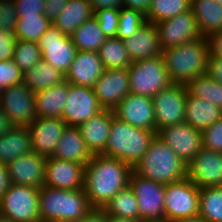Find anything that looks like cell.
I'll return each instance as SVG.
<instances>
[{"instance_id": "6da1fadb", "label": "cell", "mask_w": 222, "mask_h": 222, "mask_svg": "<svg viewBox=\"0 0 222 222\" xmlns=\"http://www.w3.org/2000/svg\"><path fill=\"white\" fill-rule=\"evenodd\" d=\"M132 167L119 159L93 155L85 165L84 191L92 208H103L129 185Z\"/></svg>"}, {"instance_id": "7a4b0ae2", "label": "cell", "mask_w": 222, "mask_h": 222, "mask_svg": "<svg viewBox=\"0 0 222 222\" xmlns=\"http://www.w3.org/2000/svg\"><path fill=\"white\" fill-rule=\"evenodd\" d=\"M209 41L201 37L162 51L171 83L186 85L192 79L207 74Z\"/></svg>"}, {"instance_id": "3957f363", "label": "cell", "mask_w": 222, "mask_h": 222, "mask_svg": "<svg viewBox=\"0 0 222 222\" xmlns=\"http://www.w3.org/2000/svg\"><path fill=\"white\" fill-rule=\"evenodd\" d=\"M91 209L84 189L67 190L49 186L39 189L41 222H79Z\"/></svg>"}, {"instance_id": "277c9868", "label": "cell", "mask_w": 222, "mask_h": 222, "mask_svg": "<svg viewBox=\"0 0 222 222\" xmlns=\"http://www.w3.org/2000/svg\"><path fill=\"white\" fill-rule=\"evenodd\" d=\"M132 170L144 178L164 185L187 177V165L157 135Z\"/></svg>"}, {"instance_id": "5b68a950", "label": "cell", "mask_w": 222, "mask_h": 222, "mask_svg": "<svg viewBox=\"0 0 222 222\" xmlns=\"http://www.w3.org/2000/svg\"><path fill=\"white\" fill-rule=\"evenodd\" d=\"M155 135L154 131L134 127L113 115L108 143L102 155L119 159L133 168Z\"/></svg>"}, {"instance_id": "8992f818", "label": "cell", "mask_w": 222, "mask_h": 222, "mask_svg": "<svg viewBox=\"0 0 222 222\" xmlns=\"http://www.w3.org/2000/svg\"><path fill=\"white\" fill-rule=\"evenodd\" d=\"M130 93L153 98L171 84L162 55L136 60L128 67Z\"/></svg>"}, {"instance_id": "52a82bcc", "label": "cell", "mask_w": 222, "mask_h": 222, "mask_svg": "<svg viewBox=\"0 0 222 222\" xmlns=\"http://www.w3.org/2000/svg\"><path fill=\"white\" fill-rule=\"evenodd\" d=\"M39 189L11 183L0 199V213L15 222H41Z\"/></svg>"}, {"instance_id": "ba28073f", "label": "cell", "mask_w": 222, "mask_h": 222, "mask_svg": "<svg viewBox=\"0 0 222 222\" xmlns=\"http://www.w3.org/2000/svg\"><path fill=\"white\" fill-rule=\"evenodd\" d=\"M199 191L188 177L165 185V219L173 222L199 215Z\"/></svg>"}, {"instance_id": "9c48e42d", "label": "cell", "mask_w": 222, "mask_h": 222, "mask_svg": "<svg viewBox=\"0 0 222 222\" xmlns=\"http://www.w3.org/2000/svg\"><path fill=\"white\" fill-rule=\"evenodd\" d=\"M187 88L183 84L171 83L153 96L155 110V132L184 122Z\"/></svg>"}, {"instance_id": "30bf717a", "label": "cell", "mask_w": 222, "mask_h": 222, "mask_svg": "<svg viewBox=\"0 0 222 222\" xmlns=\"http://www.w3.org/2000/svg\"><path fill=\"white\" fill-rule=\"evenodd\" d=\"M0 109L13 126L27 127L36 115L35 93L23 82L0 92Z\"/></svg>"}, {"instance_id": "8fae6325", "label": "cell", "mask_w": 222, "mask_h": 222, "mask_svg": "<svg viewBox=\"0 0 222 222\" xmlns=\"http://www.w3.org/2000/svg\"><path fill=\"white\" fill-rule=\"evenodd\" d=\"M129 186L134 190L138 200L139 221L165 219L164 184L144 178L132 170Z\"/></svg>"}, {"instance_id": "7c38bea8", "label": "cell", "mask_w": 222, "mask_h": 222, "mask_svg": "<svg viewBox=\"0 0 222 222\" xmlns=\"http://www.w3.org/2000/svg\"><path fill=\"white\" fill-rule=\"evenodd\" d=\"M103 109L92 87L68 82V98L62 113L66 126L79 127Z\"/></svg>"}, {"instance_id": "4fadbf2b", "label": "cell", "mask_w": 222, "mask_h": 222, "mask_svg": "<svg viewBox=\"0 0 222 222\" xmlns=\"http://www.w3.org/2000/svg\"><path fill=\"white\" fill-rule=\"evenodd\" d=\"M38 45L42 59L66 75L77 53L71 36L62 33L52 23L39 39Z\"/></svg>"}, {"instance_id": "5bb4252c", "label": "cell", "mask_w": 222, "mask_h": 222, "mask_svg": "<svg viewBox=\"0 0 222 222\" xmlns=\"http://www.w3.org/2000/svg\"><path fill=\"white\" fill-rule=\"evenodd\" d=\"M161 49L179 46L202 37L192 10L155 24Z\"/></svg>"}, {"instance_id": "9a60e30c", "label": "cell", "mask_w": 222, "mask_h": 222, "mask_svg": "<svg viewBox=\"0 0 222 222\" xmlns=\"http://www.w3.org/2000/svg\"><path fill=\"white\" fill-rule=\"evenodd\" d=\"M162 139L187 165L202 149V131L182 122L160 129Z\"/></svg>"}, {"instance_id": "2e32d148", "label": "cell", "mask_w": 222, "mask_h": 222, "mask_svg": "<svg viewBox=\"0 0 222 222\" xmlns=\"http://www.w3.org/2000/svg\"><path fill=\"white\" fill-rule=\"evenodd\" d=\"M187 177L199 189L222 187V152L202 147L187 164Z\"/></svg>"}, {"instance_id": "e0dca14e", "label": "cell", "mask_w": 222, "mask_h": 222, "mask_svg": "<svg viewBox=\"0 0 222 222\" xmlns=\"http://www.w3.org/2000/svg\"><path fill=\"white\" fill-rule=\"evenodd\" d=\"M113 111L118 119L134 127L155 132V110L152 98L129 93Z\"/></svg>"}, {"instance_id": "ac0fdd59", "label": "cell", "mask_w": 222, "mask_h": 222, "mask_svg": "<svg viewBox=\"0 0 222 222\" xmlns=\"http://www.w3.org/2000/svg\"><path fill=\"white\" fill-rule=\"evenodd\" d=\"M85 165L47 157L44 186L58 189H84Z\"/></svg>"}, {"instance_id": "d6986e66", "label": "cell", "mask_w": 222, "mask_h": 222, "mask_svg": "<svg viewBox=\"0 0 222 222\" xmlns=\"http://www.w3.org/2000/svg\"><path fill=\"white\" fill-rule=\"evenodd\" d=\"M92 88L101 106L114 110L130 93L128 70L105 69Z\"/></svg>"}, {"instance_id": "ffe728a7", "label": "cell", "mask_w": 222, "mask_h": 222, "mask_svg": "<svg viewBox=\"0 0 222 222\" xmlns=\"http://www.w3.org/2000/svg\"><path fill=\"white\" fill-rule=\"evenodd\" d=\"M27 127L30 131L33 152L50 157L53 156L67 126L62 118L36 117Z\"/></svg>"}, {"instance_id": "44dd1931", "label": "cell", "mask_w": 222, "mask_h": 222, "mask_svg": "<svg viewBox=\"0 0 222 222\" xmlns=\"http://www.w3.org/2000/svg\"><path fill=\"white\" fill-rule=\"evenodd\" d=\"M46 156L31 152L6 165L11 183L41 188L45 182Z\"/></svg>"}, {"instance_id": "7402d4cb", "label": "cell", "mask_w": 222, "mask_h": 222, "mask_svg": "<svg viewBox=\"0 0 222 222\" xmlns=\"http://www.w3.org/2000/svg\"><path fill=\"white\" fill-rule=\"evenodd\" d=\"M104 70L98 52L77 51L65 80L75 85L93 87Z\"/></svg>"}, {"instance_id": "603a6c76", "label": "cell", "mask_w": 222, "mask_h": 222, "mask_svg": "<svg viewBox=\"0 0 222 222\" xmlns=\"http://www.w3.org/2000/svg\"><path fill=\"white\" fill-rule=\"evenodd\" d=\"M123 42L132 62L162 55L158 30L151 22H146L133 36Z\"/></svg>"}, {"instance_id": "cb8c5ba5", "label": "cell", "mask_w": 222, "mask_h": 222, "mask_svg": "<svg viewBox=\"0 0 222 222\" xmlns=\"http://www.w3.org/2000/svg\"><path fill=\"white\" fill-rule=\"evenodd\" d=\"M114 111L103 109L78 127L86 147L92 155L102 154L108 143Z\"/></svg>"}, {"instance_id": "d4e9b609", "label": "cell", "mask_w": 222, "mask_h": 222, "mask_svg": "<svg viewBox=\"0 0 222 222\" xmlns=\"http://www.w3.org/2000/svg\"><path fill=\"white\" fill-rule=\"evenodd\" d=\"M92 156L78 127L67 126L52 157L86 165Z\"/></svg>"}, {"instance_id": "484cf974", "label": "cell", "mask_w": 222, "mask_h": 222, "mask_svg": "<svg viewBox=\"0 0 222 222\" xmlns=\"http://www.w3.org/2000/svg\"><path fill=\"white\" fill-rule=\"evenodd\" d=\"M222 117V109L208 100L199 99L189 94L186 96L184 122L203 131Z\"/></svg>"}, {"instance_id": "4316f807", "label": "cell", "mask_w": 222, "mask_h": 222, "mask_svg": "<svg viewBox=\"0 0 222 222\" xmlns=\"http://www.w3.org/2000/svg\"><path fill=\"white\" fill-rule=\"evenodd\" d=\"M68 98V82L35 93L36 115L45 118H62Z\"/></svg>"}, {"instance_id": "83f0119b", "label": "cell", "mask_w": 222, "mask_h": 222, "mask_svg": "<svg viewBox=\"0 0 222 222\" xmlns=\"http://www.w3.org/2000/svg\"><path fill=\"white\" fill-rule=\"evenodd\" d=\"M33 151L28 127L14 126L0 137V163L9 164Z\"/></svg>"}, {"instance_id": "f1b7e54d", "label": "cell", "mask_w": 222, "mask_h": 222, "mask_svg": "<svg viewBox=\"0 0 222 222\" xmlns=\"http://www.w3.org/2000/svg\"><path fill=\"white\" fill-rule=\"evenodd\" d=\"M94 16V11L89 0H68L52 23L66 35L71 34L86 20Z\"/></svg>"}, {"instance_id": "f546056e", "label": "cell", "mask_w": 222, "mask_h": 222, "mask_svg": "<svg viewBox=\"0 0 222 222\" xmlns=\"http://www.w3.org/2000/svg\"><path fill=\"white\" fill-rule=\"evenodd\" d=\"M191 10L202 37L222 31V5L216 0H191Z\"/></svg>"}, {"instance_id": "4dcf8cb0", "label": "cell", "mask_w": 222, "mask_h": 222, "mask_svg": "<svg viewBox=\"0 0 222 222\" xmlns=\"http://www.w3.org/2000/svg\"><path fill=\"white\" fill-rule=\"evenodd\" d=\"M64 81L65 75L43 59L24 73L23 77V83L34 93L46 90Z\"/></svg>"}, {"instance_id": "1f68e13d", "label": "cell", "mask_w": 222, "mask_h": 222, "mask_svg": "<svg viewBox=\"0 0 222 222\" xmlns=\"http://www.w3.org/2000/svg\"><path fill=\"white\" fill-rule=\"evenodd\" d=\"M71 39L77 51L98 52L107 37L93 16L71 34Z\"/></svg>"}, {"instance_id": "d6a6232c", "label": "cell", "mask_w": 222, "mask_h": 222, "mask_svg": "<svg viewBox=\"0 0 222 222\" xmlns=\"http://www.w3.org/2000/svg\"><path fill=\"white\" fill-rule=\"evenodd\" d=\"M102 209L108 216L139 220L138 200L129 185L119 191Z\"/></svg>"}, {"instance_id": "836d02e7", "label": "cell", "mask_w": 222, "mask_h": 222, "mask_svg": "<svg viewBox=\"0 0 222 222\" xmlns=\"http://www.w3.org/2000/svg\"><path fill=\"white\" fill-rule=\"evenodd\" d=\"M51 24L52 21L44 14L17 16L15 38L38 43Z\"/></svg>"}, {"instance_id": "e575fe53", "label": "cell", "mask_w": 222, "mask_h": 222, "mask_svg": "<svg viewBox=\"0 0 222 222\" xmlns=\"http://www.w3.org/2000/svg\"><path fill=\"white\" fill-rule=\"evenodd\" d=\"M98 53L105 69H128L132 63L123 40L116 37L107 38Z\"/></svg>"}, {"instance_id": "d590c367", "label": "cell", "mask_w": 222, "mask_h": 222, "mask_svg": "<svg viewBox=\"0 0 222 222\" xmlns=\"http://www.w3.org/2000/svg\"><path fill=\"white\" fill-rule=\"evenodd\" d=\"M185 86L189 95L208 100L222 109V84L216 82L208 74L192 79Z\"/></svg>"}, {"instance_id": "8d00e7d4", "label": "cell", "mask_w": 222, "mask_h": 222, "mask_svg": "<svg viewBox=\"0 0 222 222\" xmlns=\"http://www.w3.org/2000/svg\"><path fill=\"white\" fill-rule=\"evenodd\" d=\"M187 10H191V0H151L146 22L157 24Z\"/></svg>"}, {"instance_id": "74e56055", "label": "cell", "mask_w": 222, "mask_h": 222, "mask_svg": "<svg viewBox=\"0 0 222 222\" xmlns=\"http://www.w3.org/2000/svg\"><path fill=\"white\" fill-rule=\"evenodd\" d=\"M199 215L209 222H222V187L200 188Z\"/></svg>"}, {"instance_id": "f35d334b", "label": "cell", "mask_w": 222, "mask_h": 222, "mask_svg": "<svg viewBox=\"0 0 222 222\" xmlns=\"http://www.w3.org/2000/svg\"><path fill=\"white\" fill-rule=\"evenodd\" d=\"M40 60H42V54L38 43L24 40L16 41L13 61L23 74L33 68Z\"/></svg>"}, {"instance_id": "ab89813d", "label": "cell", "mask_w": 222, "mask_h": 222, "mask_svg": "<svg viewBox=\"0 0 222 222\" xmlns=\"http://www.w3.org/2000/svg\"><path fill=\"white\" fill-rule=\"evenodd\" d=\"M145 23L146 16L140 10L125 6L121 7L116 38L125 40L126 38L133 36Z\"/></svg>"}, {"instance_id": "60d3db41", "label": "cell", "mask_w": 222, "mask_h": 222, "mask_svg": "<svg viewBox=\"0 0 222 222\" xmlns=\"http://www.w3.org/2000/svg\"><path fill=\"white\" fill-rule=\"evenodd\" d=\"M120 9H100L94 12V17L97 19L100 29L107 38L116 37L119 24Z\"/></svg>"}, {"instance_id": "b9f144b4", "label": "cell", "mask_w": 222, "mask_h": 222, "mask_svg": "<svg viewBox=\"0 0 222 222\" xmlns=\"http://www.w3.org/2000/svg\"><path fill=\"white\" fill-rule=\"evenodd\" d=\"M24 74L13 60L0 61V92L23 82Z\"/></svg>"}, {"instance_id": "7bdbcfd3", "label": "cell", "mask_w": 222, "mask_h": 222, "mask_svg": "<svg viewBox=\"0 0 222 222\" xmlns=\"http://www.w3.org/2000/svg\"><path fill=\"white\" fill-rule=\"evenodd\" d=\"M202 146L222 152V117L202 131Z\"/></svg>"}, {"instance_id": "ee69618b", "label": "cell", "mask_w": 222, "mask_h": 222, "mask_svg": "<svg viewBox=\"0 0 222 222\" xmlns=\"http://www.w3.org/2000/svg\"><path fill=\"white\" fill-rule=\"evenodd\" d=\"M17 11L14 0H0V30L14 33Z\"/></svg>"}, {"instance_id": "f6af8a7d", "label": "cell", "mask_w": 222, "mask_h": 222, "mask_svg": "<svg viewBox=\"0 0 222 222\" xmlns=\"http://www.w3.org/2000/svg\"><path fill=\"white\" fill-rule=\"evenodd\" d=\"M17 16L44 14L45 0H14Z\"/></svg>"}, {"instance_id": "bcb514c9", "label": "cell", "mask_w": 222, "mask_h": 222, "mask_svg": "<svg viewBox=\"0 0 222 222\" xmlns=\"http://www.w3.org/2000/svg\"><path fill=\"white\" fill-rule=\"evenodd\" d=\"M16 41L14 33L0 30V61L13 60Z\"/></svg>"}, {"instance_id": "7dc6e473", "label": "cell", "mask_w": 222, "mask_h": 222, "mask_svg": "<svg viewBox=\"0 0 222 222\" xmlns=\"http://www.w3.org/2000/svg\"><path fill=\"white\" fill-rule=\"evenodd\" d=\"M207 74L219 84H222V59L212 54L208 56Z\"/></svg>"}, {"instance_id": "c3c4849f", "label": "cell", "mask_w": 222, "mask_h": 222, "mask_svg": "<svg viewBox=\"0 0 222 222\" xmlns=\"http://www.w3.org/2000/svg\"><path fill=\"white\" fill-rule=\"evenodd\" d=\"M68 0H45L44 15L51 21L58 16L62 9L67 5Z\"/></svg>"}, {"instance_id": "681fc988", "label": "cell", "mask_w": 222, "mask_h": 222, "mask_svg": "<svg viewBox=\"0 0 222 222\" xmlns=\"http://www.w3.org/2000/svg\"><path fill=\"white\" fill-rule=\"evenodd\" d=\"M207 39L210 54L222 59V31L211 34Z\"/></svg>"}, {"instance_id": "f907efd6", "label": "cell", "mask_w": 222, "mask_h": 222, "mask_svg": "<svg viewBox=\"0 0 222 222\" xmlns=\"http://www.w3.org/2000/svg\"><path fill=\"white\" fill-rule=\"evenodd\" d=\"M93 11L100 9H120L123 7V0H89Z\"/></svg>"}, {"instance_id": "816d5d0a", "label": "cell", "mask_w": 222, "mask_h": 222, "mask_svg": "<svg viewBox=\"0 0 222 222\" xmlns=\"http://www.w3.org/2000/svg\"><path fill=\"white\" fill-rule=\"evenodd\" d=\"M79 222H108V215L102 208H92Z\"/></svg>"}, {"instance_id": "f5cc1de1", "label": "cell", "mask_w": 222, "mask_h": 222, "mask_svg": "<svg viewBox=\"0 0 222 222\" xmlns=\"http://www.w3.org/2000/svg\"><path fill=\"white\" fill-rule=\"evenodd\" d=\"M151 4V0H123V6L140 10L146 14Z\"/></svg>"}, {"instance_id": "db71d44e", "label": "cell", "mask_w": 222, "mask_h": 222, "mask_svg": "<svg viewBox=\"0 0 222 222\" xmlns=\"http://www.w3.org/2000/svg\"><path fill=\"white\" fill-rule=\"evenodd\" d=\"M11 181L9 179L8 171L5 164L0 163V199L2 195L8 190Z\"/></svg>"}, {"instance_id": "11a10c76", "label": "cell", "mask_w": 222, "mask_h": 222, "mask_svg": "<svg viewBox=\"0 0 222 222\" xmlns=\"http://www.w3.org/2000/svg\"><path fill=\"white\" fill-rule=\"evenodd\" d=\"M14 126L9 117L0 109V137L7 133Z\"/></svg>"}, {"instance_id": "9f6ffc18", "label": "cell", "mask_w": 222, "mask_h": 222, "mask_svg": "<svg viewBox=\"0 0 222 222\" xmlns=\"http://www.w3.org/2000/svg\"><path fill=\"white\" fill-rule=\"evenodd\" d=\"M173 222H209V221L201 215H196L192 217L174 220Z\"/></svg>"}, {"instance_id": "6f0895ef", "label": "cell", "mask_w": 222, "mask_h": 222, "mask_svg": "<svg viewBox=\"0 0 222 222\" xmlns=\"http://www.w3.org/2000/svg\"><path fill=\"white\" fill-rule=\"evenodd\" d=\"M108 222H139V220L108 216Z\"/></svg>"}, {"instance_id": "680465c9", "label": "cell", "mask_w": 222, "mask_h": 222, "mask_svg": "<svg viewBox=\"0 0 222 222\" xmlns=\"http://www.w3.org/2000/svg\"><path fill=\"white\" fill-rule=\"evenodd\" d=\"M0 222H15L12 219H10L9 217H7L6 215H3L0 213Z\"/></svg>"}, {"instance_id": "91938a15", "label": "cell", "mask_w": 222, "mask_h": 222, "mask_svg": "<svg viewBox=\"0 0 222 222\" xmlns=\"http://www.w3.org/2000/svg\"><path fill=\"white\" fill-rule=\"evenodd\" d=\"M139 222H168L166 219L163 220H140Z\"/></svg>"}, {"instance_id": "94428289", "label": "cell", "mask_w": 222, "mask_h": 222, "mask_svg": "<svg viewBox=\"0 0 222 222\" xmlns=\"http://www.w3.org/2000/svg\"><path fill=\"white\" fill-rule=\"evenodd\" d=\"M216 1L222 5V0H216Z\"/></svg>"}]
</instances>
